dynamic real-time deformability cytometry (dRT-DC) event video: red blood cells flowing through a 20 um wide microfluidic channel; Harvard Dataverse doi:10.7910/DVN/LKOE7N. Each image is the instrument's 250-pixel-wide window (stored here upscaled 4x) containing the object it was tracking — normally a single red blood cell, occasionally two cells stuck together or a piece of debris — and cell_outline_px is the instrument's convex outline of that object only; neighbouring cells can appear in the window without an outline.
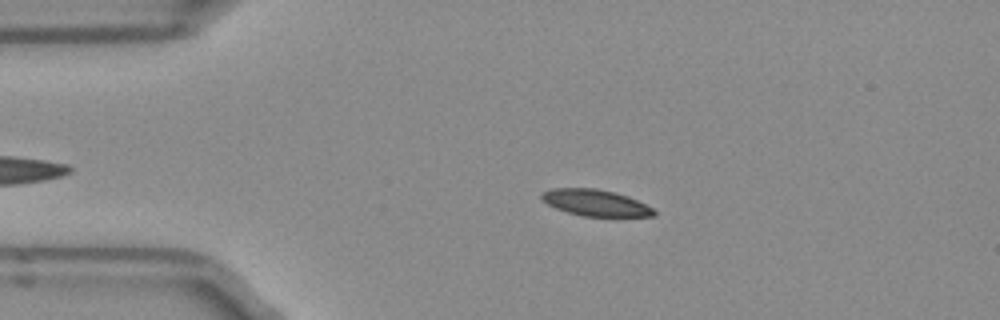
{"species": "Egyptian fruit bat (a non-hibernating species)", "species_latin": "Rousettus aegyptiacus", "temperature_condition": "room temperature", "stored_images_in_passage": 45, "camera_frame_rate_fps": 3000, "um_per_image_px": 0.085, "frame": {"image": 1, "passage_image": 10, "time_ms": 3.0, "image_size_px": [1000, 320], "cell_outline_px": [[656, 212], [652, 216], [584, 216], [568, 212], [556, 208], [548, 204], [540, 196], [544, 192], [552, 188], [596, 188], [628, 196], [652, 208]], "centroid_in_image_um": [50.6, 17.23], "position_along_channel_um": 34.4, "area_um2": 16.88}}
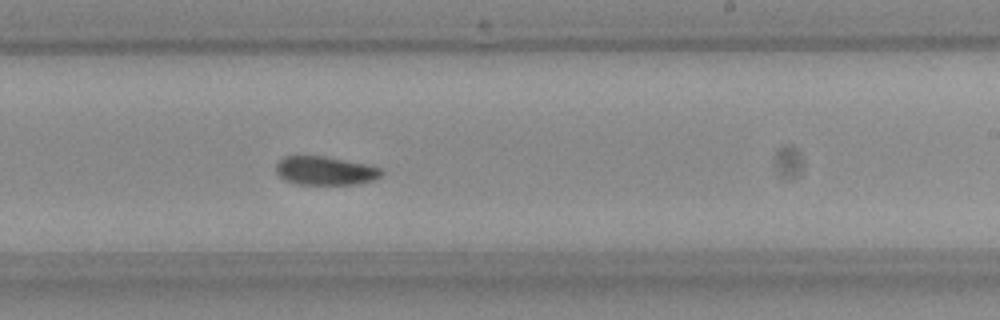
{"frame": {"image": 2, "passage_image": 30, "time_ms": 9.667, "image_size_px": [1000, 320], "cell_outline_px": [[384, 172], [376, 180], [356, 184], [296, 184], [284, 180], [276, 172], [276, 164], [284, 156], [324, 156], [368, 164], [380, 168]], "centroid_in_image_um": [27.66, 14.51], "position_along_channel_um": 261.3, "area_um2": 17.69}}
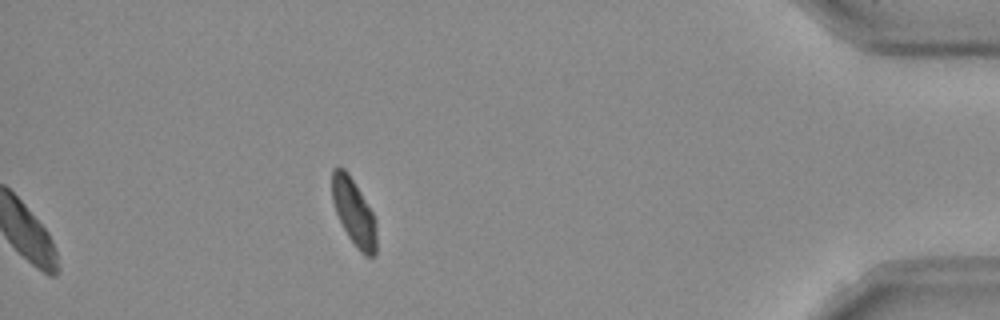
{"frame": {"image": 3, "passage_image": 45, "time_ms": 14.667, "image_size_px": [1000, 320], "cell_outline_px": [[376, 256], [364, 256], [356, 248], [348, 236], [336, 212], [332, 200], [332, 168], [344, 168], [348, 172], [372, 212], [376, 220]], "centroid_in_image_um": [30.09, 18.07], "position_along_channel_um": 405.1, "area_um2": 17.11}, "authors_computed_cell_mechanics": {"area_um2": 18.3226, "velocity_mm_per_s": 3.9385, "shape_relaxation_time_tau1_ms": 3.2395, "shape_relaxation_time_tau2_ms": null, "deformation_change_tau1": 0.12, "deformation_change_tau2": null}}